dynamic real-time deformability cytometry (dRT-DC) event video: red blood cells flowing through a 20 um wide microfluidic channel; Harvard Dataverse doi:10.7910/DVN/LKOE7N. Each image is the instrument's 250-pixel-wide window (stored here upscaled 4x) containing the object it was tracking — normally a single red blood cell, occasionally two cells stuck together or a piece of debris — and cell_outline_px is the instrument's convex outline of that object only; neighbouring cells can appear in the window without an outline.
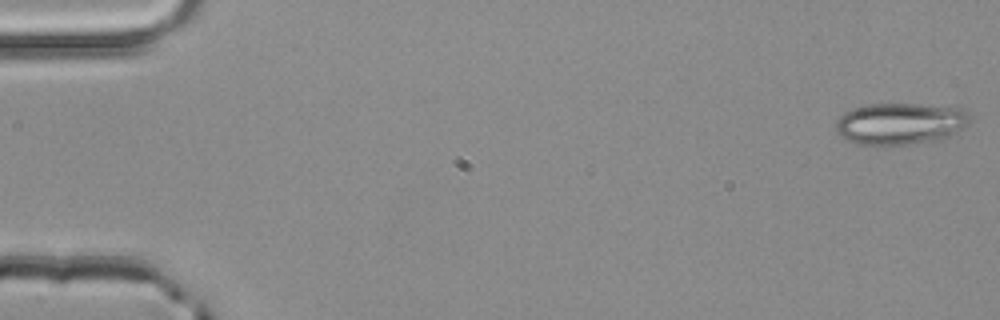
{"species": "common noctule bat (a hibernating species)", "species_latin": "Nyctalus noctula", "temperature_condition": "room temperature", "stored_images_in_passage": 14, "camera_frame_rate_fps": 3000, "um_per_image_px": 0.085, "animal": {"sex": "male", "body_mass_g": 20.4}, "frame": {"image": 1, "passage_image": 1, "time_ms": 0.0, "image_size_px": [1000, 320], "cell_outline_px": [[968, 124], [948, 136], [940, 140], [908, 144], [860, 144], [848, 140], [840, 136], [836, 132], [836, 120], [844, 112], [852, 108], [868, 104], [916, 104], [964, 108], [968, 112]], "centroid_in_image_um": [76.5, 10.49], "position_along_channel_um": 8.5, "area_um2": 32.37}}